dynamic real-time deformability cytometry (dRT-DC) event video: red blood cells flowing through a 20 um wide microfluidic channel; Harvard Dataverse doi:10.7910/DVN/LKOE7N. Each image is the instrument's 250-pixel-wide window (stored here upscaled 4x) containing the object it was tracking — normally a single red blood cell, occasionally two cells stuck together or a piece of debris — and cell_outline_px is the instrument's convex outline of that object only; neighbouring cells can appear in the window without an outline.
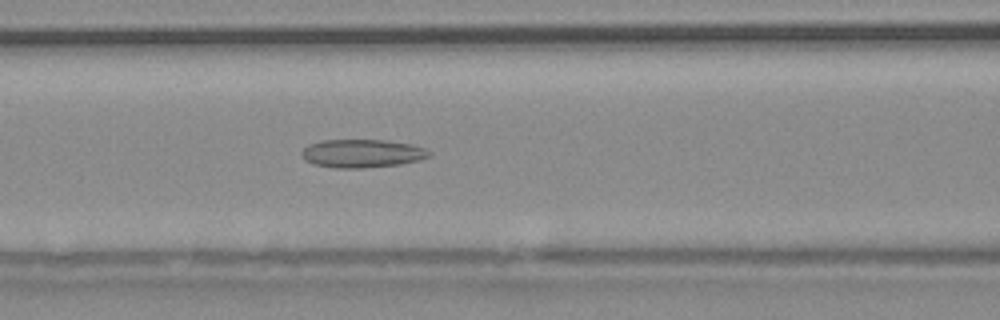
{"species": "common noctule bat (a hibernating species)", "species_latin": "Nyctalus noctula", "temperature_condition": "warm", "stored_images_in_passage": 54, "camera_frame_rate_fps": 3000, "um_per_image_px": 0.085, "animal": {"sex": "male", "body_mass_g": 20.4}, "frame": {"image": 1, "passage_image": 23, "time_ms": 7.333, "image_size_px": [1000, 320], "cell_outline_px": [[432, 156], [420, 160], [400, 164], [360, 168], [336, 168], [312, 164], [304, 160], [300, 156], [300, 152], [308, 144], [320, 140], [384, 140], [412, 144], [424, 148], [432, 152]], "centroid_in_image_um": [30.76, 13.04], "position_along_channel_um": 135.8, "area_um2": 21.27}}
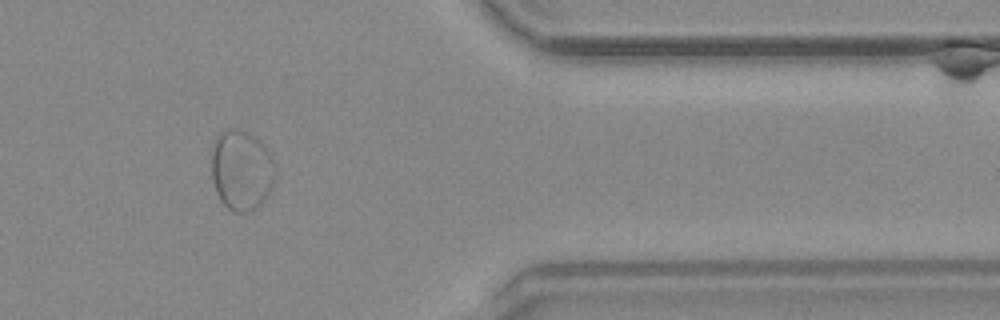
{"frame": {"image": 2, "passage_image": 45, "time_ms": 14.667, "image_size_px": [1000, 320], "cell_outline_px": [[276, 176], [268, 192], [260, 204], [256, 208], [248, 212], [232, 212], [220, 200], [216, 192], [212, 176], [212, 144], [216, 136], [224, 128], [228, 128], [248, 132], [264, 144], [272, 156], [276, 164]], "centroid_in_image_um": [20.52, 14.44], "position_along_channel_um": 390.9, "area_um2": 30.11}}